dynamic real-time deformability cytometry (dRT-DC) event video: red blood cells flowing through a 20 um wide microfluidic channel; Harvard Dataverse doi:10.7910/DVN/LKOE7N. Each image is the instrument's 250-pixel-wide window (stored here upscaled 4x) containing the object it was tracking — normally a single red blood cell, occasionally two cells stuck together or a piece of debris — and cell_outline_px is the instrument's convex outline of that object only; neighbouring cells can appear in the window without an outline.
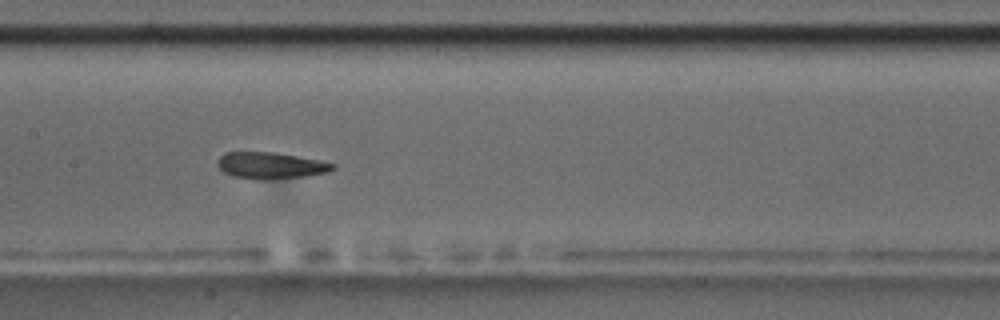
{"species": "common noctule bat (a hibernating species)", "species_latin": "Nyctalus noctula", "temperature_condition": "room temperature", "stored_images_in_passage": 7, "camera_frame_rate_fps": 3000, "um_per_image_px": 0.085, "animal": {"sex": "male", "body_mass_g": 17.5, "forearm_length_mm": 52.3}, "frame": {"image": 1, "passage_image": 7, "time_ms": 7.667, "image_size_px": [1000, 320], "cell_outline_px": [[336, 168], [328, 172], [304, 176], [260, 180], [256, 180], [232, 176], [224, 172], [216, 164], [220, 156], [224, 152], [272, 152], [320, 160], [336, 164]], "centroid_in_image_um": [22.99, 14.07], "position_along_channel_um": 184.4, "area_um2": 17.8}}